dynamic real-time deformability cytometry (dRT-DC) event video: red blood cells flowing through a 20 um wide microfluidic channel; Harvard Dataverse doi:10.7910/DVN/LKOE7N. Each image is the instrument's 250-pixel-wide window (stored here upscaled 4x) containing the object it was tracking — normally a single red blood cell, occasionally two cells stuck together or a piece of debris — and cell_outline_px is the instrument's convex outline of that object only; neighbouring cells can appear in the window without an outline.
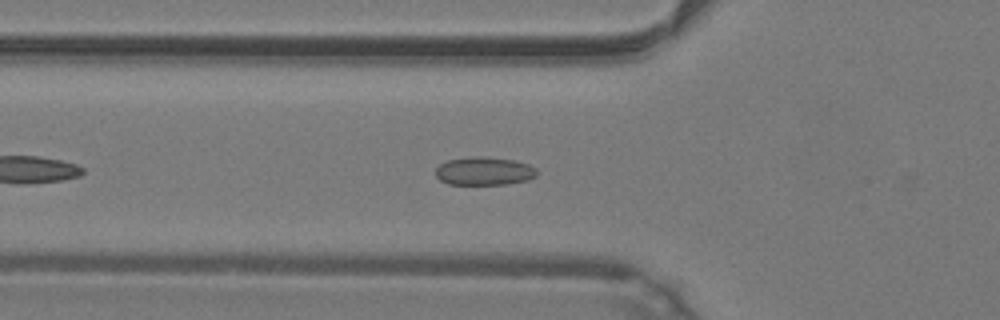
{"species": "common noctule bat (a hibernating species)", "species_latin": "Nyctalus noctula", "temperature_condition": "warm", "stored_images_in_passage": 30, "camera_frame_rate_fps": 3000, "um_per_image_px": 0.085, "animal": {"sex": "male", "body_mass_g": 19.2, "forearm_length_mm": 51.8}, "frame": {"image": 1, "passage_image": 7, "time_ms": 2.0, "image_size_px": [1000, 320], "cell_outline_px": [[536, 176], [528, 180], [504, 184], [448, 184], [440, 180], [436, 176], [436, 168], [440, 164], [448, 160], [472, 156], [484, 156], [512, 160], [528, 164], [536, 168]], "centroid_in_image_um": [41.14, 14.54], "position_along_channel_um": 84.7, "area_um2": 16.59}}
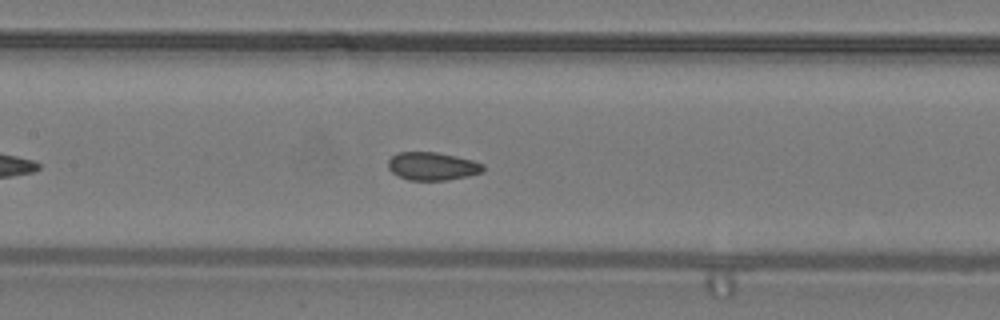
{"frame": {"image": 2, "passage_image": 13, "time_ms": 4.0, "image_size_px": [1000, 320], "cell_outline_px": [[484, 172], [468, 176], [448, 180], [408, 180], [392, 172], [388, 168], [388, 160], [396, 152], [436, 152], [456, 156], [472, 160], [484, 164]], "centroid_in_image_um": [36.76, 14.12], "position_along_channel_um": 170.6, "area_um2": 15.61}}
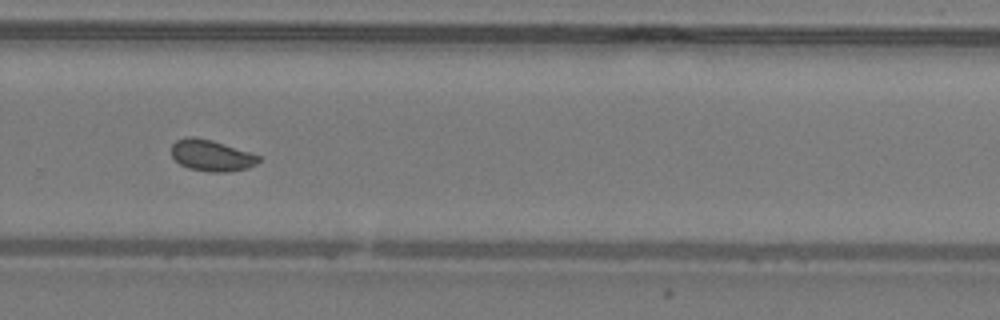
{"frame": {"image": 3, "passage_image": 23, "time_ms": 7.333, "image_size_px": [1000, 320], "cell_outline_px": [[260, 160], [256, 164], [248, 168], [224, 172], [208, 172], [188, 168], [180, 164], [172, 156], [172, 144], [176, 140], [188, 136], [196, 136], [212, 140], [260, 156]], "centroid_in_image_um": [17.94, 13.21], "position_along_channel_um": 311.9, "area_um2": 15.84}, "authors_computed_cell_mechanics": {"area_um2": 16.0106, "velocity_mm_per_s": 4.252, "shape_relaxation_time_tau1_ms": 7.9559, "shape_relaxation_time_tau2_ms": 0.8256, "deformation_change_tau1": 0.1053, "deformation_change_tau2": 0.0362}}